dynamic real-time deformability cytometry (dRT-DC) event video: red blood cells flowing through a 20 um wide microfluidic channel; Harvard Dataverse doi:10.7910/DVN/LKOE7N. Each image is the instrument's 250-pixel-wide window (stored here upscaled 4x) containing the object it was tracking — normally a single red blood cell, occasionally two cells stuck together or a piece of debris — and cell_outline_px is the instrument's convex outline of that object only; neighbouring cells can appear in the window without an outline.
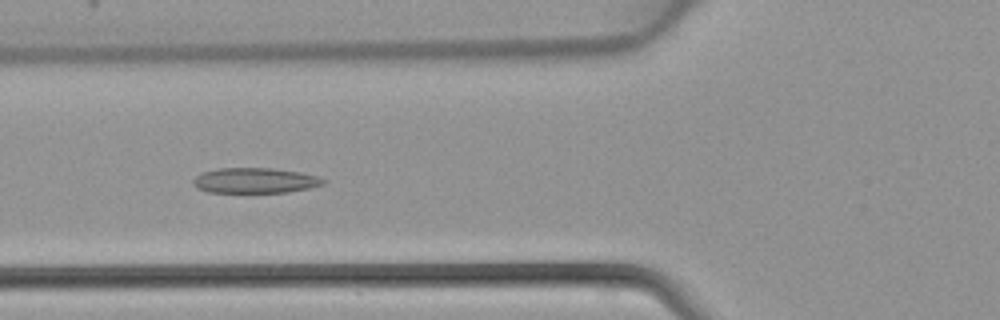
{"species": "common noctule bat (a hibernating species)", "species_latin": "Nyctalus noctula", "temperature_condition": "warm", "stored_images_in_passage": 33, "camera_frame_rate_fps": 3000, "um_per_image_px": 0.085, "animal": {"sex": "female", "body_mass_g": 22.7, "forearm_length_mm": 54.2}, "frame": {"image": 1, "passage_image": 11, "time_ms": 3.333, "image_size_px": [1000, 320], "cell_outline_px": [[328, 180], [324, 184], [308, 188], [288, 192], [208, 192], [196, 188], [192, 184], [192, 180], [200, 172], [216, 168], [272, 168], [300, 172], [316, 176]], "centroid_in_image_um": [21.63, 15.33], "position_along_channel_um": 104.2, "area_um2": 19.31}}
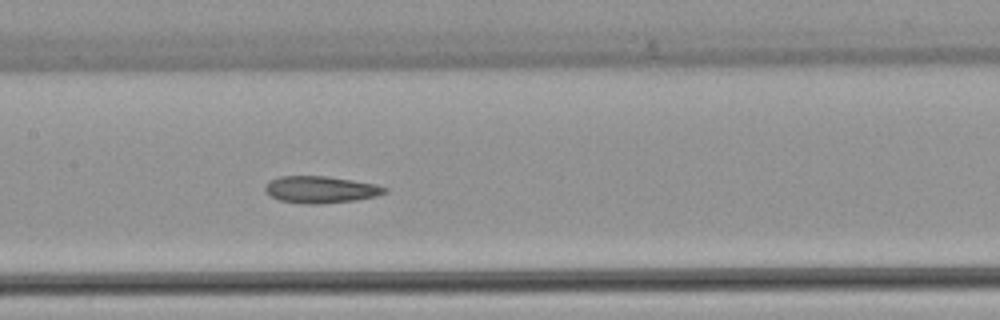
{"frame": {"image": 2, "passage_image": 16, "time_ms": 5.0, "image_size_px": [1000, 320], "cell_outline_px": [[388, 192], [376, 196], [356, 200], [316, 204], [304, 204], [280, 200], [272, 196], [264, 188], [268, 180], [280, 176], [328, 176], [376, 184], [388, 188]], "centroid_in_image_um": [27.28, 16.1], "position_along_channel_um": 180.1, "area_um2": 18.73}}
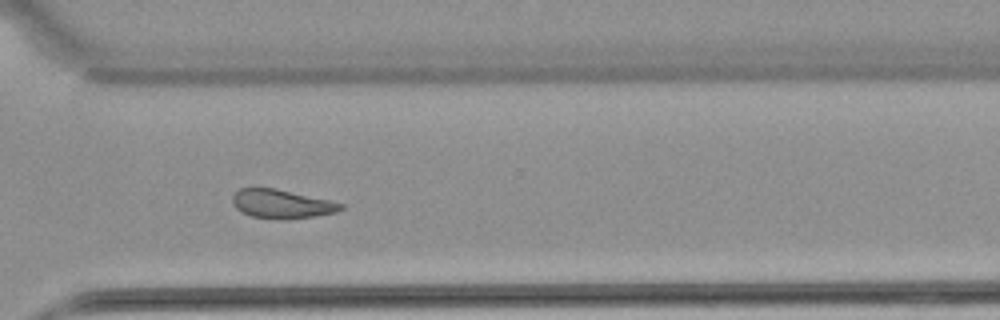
{"frame": {"image": 3, "passage_image": 27, "time_ms": 8.667, "image_size_px": [1000, 320], "cell_outline_px": [[344, 208], [336, 212], [316, 216], [288, 220], [280, 220], [252, 216], [236, 208], [232, 204], [232, 196], [240, 188], [272, 188], [328, 200], [344, 204]], "centroid_in_image_um": [23.94, 17.35], "position_along_channel_um": 346.7, "area_um2": 18.03}}